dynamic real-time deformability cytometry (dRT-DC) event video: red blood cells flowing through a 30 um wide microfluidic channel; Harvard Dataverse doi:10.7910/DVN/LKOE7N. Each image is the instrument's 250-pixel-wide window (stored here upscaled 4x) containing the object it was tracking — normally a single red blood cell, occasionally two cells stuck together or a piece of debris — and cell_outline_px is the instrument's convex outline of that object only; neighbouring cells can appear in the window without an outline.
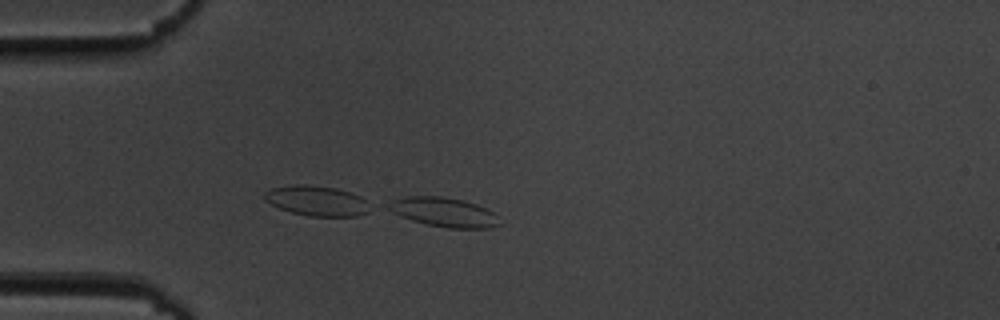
{"species": "common noctule bat (a hibernating species)", "species_latin": "Nyctalus noctula", "temperature_condition": "cold", "stored_images_in_passage": 15, "camera_frame_rate_fps": 3000, "um_per_image_px": 0.085, "animal": {"sex": "male", "body_mass_g": 19.5, "forearm_length_mm": 54.6}, "frame": {"image": 1, "passage_image": 15, "time_ms": 4.667, "image_size_px": [1000, 320], "cell_outline_px": [[504, 224], [492, 228], [448, 228], [428, 224], [412, 220], [392, 212], [384, 208], [384, 204], [392, 200], [404, 196], [440, 196], [464, 200], [476, 204], [492, 212]], "centroid_in_image_um": [37.71, 18.03], "position_along_channel_um": 47.3, "area_um2": 19.13}}